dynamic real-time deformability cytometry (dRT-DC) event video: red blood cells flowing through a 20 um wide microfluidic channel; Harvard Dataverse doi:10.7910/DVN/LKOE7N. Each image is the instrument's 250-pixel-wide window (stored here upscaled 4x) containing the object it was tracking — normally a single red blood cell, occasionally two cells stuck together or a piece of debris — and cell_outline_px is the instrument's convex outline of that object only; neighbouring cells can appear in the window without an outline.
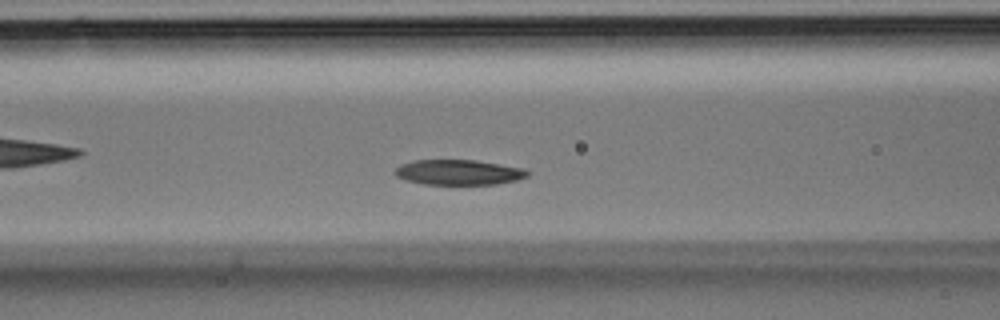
{"species": "Egyptian fruit bat (a non-hibernating species)", "species_latin": "Rousettus aegyptiacus", "temperature_condition": "room temperature", "stored_images_in_passage": 32, "camera_frame_rate_fps": 3000, "um_per_image_px": 0.085, "animal": {"sex": "male"}, "frame": {"image": 1, "passage_image": 11, "time_ms": 3.333, "image_size_px": [1000, 320], "cell_outline_px": [[532, 172], [528, 176], [516, 180], [496, 184], [424, 184], [404, 180], [396, 176], [392, 172], [400, 164], [412, 160], [476, 160], [524, 168]], "centroid_in_image_um": [38.97, 14.64], "position_along_channel_um": 127.6, "area_um2": 19.65}}
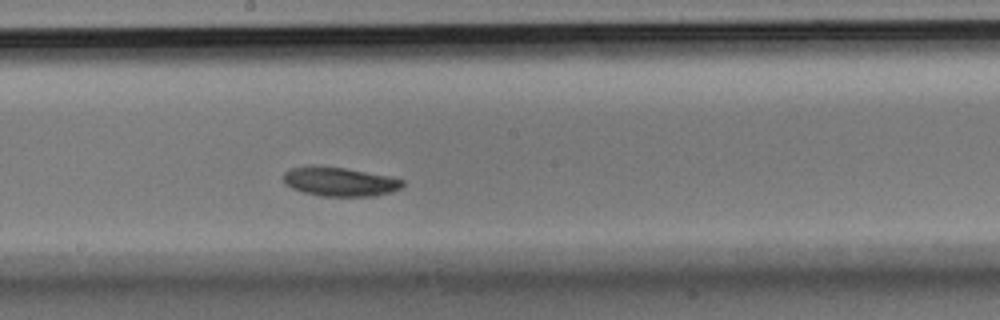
{"frame": {"image": 2, "passage_image": 16, "time_ms": 5.0, "image_size_px": [1000, 320], "cell_outline_px": [[404, 184], [400, 188], [392, 192], [376, 196], [320, 196], [304, 192], [292, 188], [284, 184], [284, 172], [292, 168], [312, 164], [344, 168], [388, 176], [404, 180]], "centroid_in_image_um": [28.85, 15.43], "position_along_channel_um": 219.3, "area_um2": 20.29}}
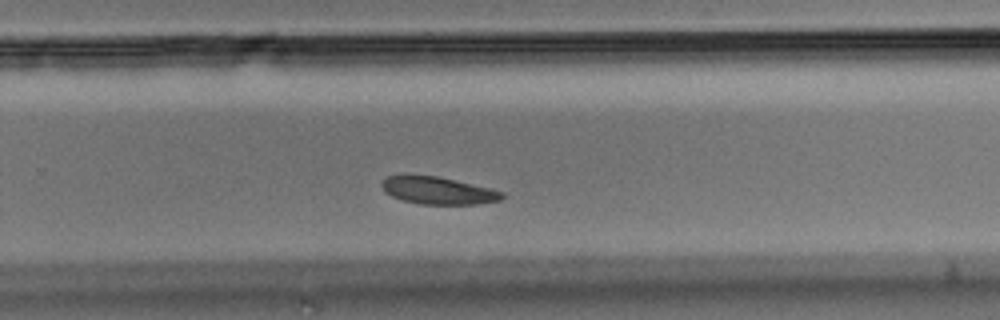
{"frame": {"image": 3, "passage_image": 20, "time_ms": 6.333, "image_size_px": [1000, 320], "cell_outline_px": [[504, 196], [500, 200], [476, 204], [420, 204], [404, 200], [392, 196], [380, 184], [388, 176], [408, 172], [436, 176], [492, 188], [504, 192]], "centroid_in_image_um": [37.22, 16.16], "position_along_channel_um": 292.6, "area_um2": 19.42}}